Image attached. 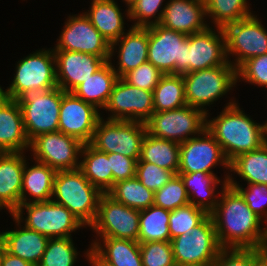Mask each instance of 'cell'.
Instances as JSON below:
<instances>
[{"label":"cell","mask_w":267,"mask_h":266,"mask_svg":"<svg viewBox=\"0 0 267 266\" xmlns=\"http://www.w3.org/2000/svg\"><path fill=\"white\" fill-rule=\"evenodd\" d=\"M102 194L78 168L56 172L51 200L65 206L89 228L96 218Z\"/></svg>","instance_id":"277c9868"},{"label":"cell","mask_w":267,"mask_h":266,"mask_svg":"<svg viewBox=\"0 0 267 266\" xmlns=\"http://www.w3.org/2000/svg\"><path fill=\"white\" fill-rule=\"evenodd\" d=\"M159 24L186 35L205 30L209 25L204 0H168Z\"/></svg>","instance_id":"7402d4cb"},{"label":"cell","mask_w":267,"mask_h":266,"mask_svg":"<svg viewBox=\"0 0 267 266\" xmlns=\"http://www.w3.org/2000/svg\"><path fill=\"white\" fill-rule=\"evenodd\" d=\"M108 194L116 201L137 210L154 205V192L146 188L136 176L116 182Z\"/></svg>","instance_id":"8d00e7d4"},{"label":"cell","mask_w":267,"mask_h":266,"mask_svg":"<svg viewBox=\"0 0 267 266\" xmlns=\"http://www.w3.org/2000/svg\"><path fill=\"white\" fill-rule=\"evenodd\" d=\"M140 210L130 208L103 193L98 211L89 229L94 238H116L138 241ZM95 235V236H94Z\"/></svg>","instance_id":"8fae6325"},{"label":"cell","mask_w":267,"mask_h":266,"mask_svg":"<svg viewBox=\"0 0 267 266\" xmlns=\"http://www.w3.org/2000/svg\"><path fill=\"white\" fill-rule=\"evenodd\" d=\"M190 204L181 177L174 175L161 189L154 192V205L173 211Z\"/></svg>","instance_id":"ab89813d"},{"label":"cell","mask_w":267,"mask_h":266,"mask_svg":"<svg viewBox=\"0 0 267 266\" xmlns=\"http://www.w3.org/2000/svg\"><path fill=\"white\" fill-rule=\"evenodd\" d=\"M30 149L21 107L17 100L0 94V153L27 152Z\"/></svg>","instance_id":"d4e9b609"},{"label":"cell","mask_w":267,"mask_h":266,"mask_svg":"<svg viewBox=\"0 0 267 266\" xmlns=\"http://www.w3.org/2000/svg\"><path fill=\"white\" fill-rule=\"evenodd\" d=\"M154 112L168 111L187 105L181 74H164L153 91Z\"/></svg>","instance_id":"d590c367"},{"label":"cell","mask_w":267,"mask_h":266,"mask_svg":"<svg viewBox=\"0 0 267 266\" xmlns=\"http://www.w3.org/2000/svg\"><path fill=\"white\" fill-rule=\"evenodd\" d=\"M262 256L261 249L223 248L214 266H253Z\"/></svg>","instance_id":"7dc6e473"},{"label":"cell","mask_w":267,"mask_h":266,"mask_svg":"<svg viewBox=\"0 0 267 266\" xmlns=\"http://www.w3.org/2000/svg\"><path fill=\"white\" fill-rule=\"evenodd\" d=\"M26 152L0 153V207L12 214L21 204Z\"/></svg>","instance_id":"603a6c76"},{"label":"cell","mask_w":267,"mask_h":266,"mask_svg":"<svg viewBox=\"0 0 267 266\" xmlns=\"http://www.w3.org/2000/svg\"><path fill=\"white\" fill-rule=\"evenodd\" d=\"M175 174L149 162H137L136 178L149 190L161 189Z\"/></svg>","instance_id":"f6af8a7d"},{"label":"cell","mask_w":267,"mask_h":266,"mask_svg":"<svg viewBox=\"0 0 267 266\" xmlns=\"http://www.w3.org/2000/svg\"><path fill=\"white\" fill-rule=\"evenodd\" d=\"M222 107L224 108L217 112L216 117L210 116V112L206 114V129L220 144L229 162L240 154L259 149L266 143V121L253 120L252 116L240 107L235 96Z\"/></svg>","instance_id":"7a4b0ae2"},{"label":"cell","mask_w":267,"mask_h":266,"mask_svg":"<svg viewBox=\"0 0 267 266\" xmlns=\"http://www.w3.org/2000/svg\"><path fill=\"white\" fill-rule=\"evenodd\" d=\"M217 166L223 168L225 176H229L230 162L206 128L199 135L180 144L178 173H215L213 169Z\"/></svg>","instance_id":"9a60e30c"},{"label":"cell","mask_w":267,"mask_h":266,"mask_svg":"<svg viewBox=\"0 0 267 266\" xmlns=\"http://www.w3.org/2000/svg\"><path fill=\"white\" fill-rule=\"evenodd\" d=\"M257 16L254 13L223 28L226 57L236 69L249 58L267 53V27Z\"/></svg>","instance_id":"9c48e42d"},{"label":"cell","mask_w":267,"mask_h":266,"mask_svg":"<svg viewBox=\"0 0 267 266\" xmlns=\"http://www.w3.org/2000/svg\"><path fill=\"white\" fill-rule=\"evenodd\" d=\"M176 266L214 263L223 249L209 214L190 232L170 240Z\"/></svg>","instance_id":"30bf717a"},{"label":"cell","mask_w":267,"mask_h":266,"mask_svg":"<svg viewBox=\"0 0 267 266\" xmlns=\"http://www.w3.org/2000/svg\"><path fill=\"white\" fill-rule=\"evenodd\" d=\"M143 266H176L170 241L139 243Z\"/></svg>","instance_id":"7bdbcfd3"},{"label":"cell","mask_w":267,"mask_h":266,"mask_svg":"<svg viewBox=\"0 0 267 266\" xmlns=\"http://www.w3.org/2000/svg\"><path fill=\"white\" fill-rule=\"evenodd\" d=\"M89 10H82L92 25L111 44L126 31L129 21V8L122 12L117 0H90ZM126 17V18H125Z\"/></svg>","instance_id":"484cf974"},{"label":"cell","mask_w":267,"mask_h":266,"mask_svg":"<svg viewBox=\"0 0 267 266\" xmlns=\"http://www.w3.org/2000/svg\"><path fill=\"white\" fill-rule=\"evenodd\" d=\"M189 197L190 204L210 213L218 203L221 191L228 184V177L216 173H178Z\"/></svg>","instance_id":"4316f807"},{"label":"cell","mask_w":267,"mask_h":266,"mask_svg":"<svg viewBox=\"0 0 267 266\" xmlns=\"http://www.w3.org/2000/svg\"><path fill=\"white\" fill-rule=\"evenodd\" d=\"M83 145L78 139L55 131L34 138L30 142L29 153L31 159L48 165L56 172L74 170L80 166Z\"/></svg>","instance_id":"5bb4252c"},{"label":"cell","mask_w":267,"mask_h":266,"mask_svg":"<svg viewBox=\"0 0 267 266\" xmlns=\"http://www.w3.org/2000/svg\"><path fill=\"white\" fill-rule=\"evenodd\" d=\"M57 37L53 50L89 53L110 58V43L92 25L84 12L70 13Z\"/></svg>","instance_id":"2e32d148"},{"label":"cell","mask_w":267,"mask_h":266,"mask_svg":"<svg viewBox=\"0 0 267 266\" xmlns=\"http://www.w3.org/2000/svg\"><path fill=\"white\" fill-rule=\"evenodd\" d=\"M187 105L211 111V105L224 98L238 86L236 68L227 61L224 65L182 74ZM229 92V93H228ZM210 109H209V108Z\"/></svg>","instance_id":"5b68a950"},{"label":"cell","mask_w":267,"mask_h":266,"mask_svg":"<svg viewBox=\"0 0 267 266\" xmlns=\"http://www.w3.org/2000/svg\"><path fill=\"white\" fill-rule=\"evenodd\" d=\"M188 266H214V263H205L200 265H188Z\"/></svg>","instance_id":"9f6ffc18"},{"label":"cell","mask_w":267,"mask_h":266,"mask_svg":"<svg viewBox=\"0 0 267 266\" xmlns=\"http://www.w3.org/2000/svg\"><path fill=\"white\" fill-rule=\"evenodd\" d=\"M62 89L55 87L48 91L29 93L20 99L26 136L31 142L37 136L58 131Z\"/></svg>","instance_id":"4fadbf2b"},{"label":"cell","mask_w":267,"mask_h":266,"mask_svg":"<svg viewBox=\"0 0 267 266\" xmlns=\"http://www.w3.org/2000/svg\"><path fill=\"white\" fill-rule=\"evenodd\" d=\"M14 77L5 89L0 85V94L18 100L29 93L44 92L58 87L56 81L53 48H41L15 63Z\"/></svg>","instance_id":"3957f363"},{"label":"cell","mask_w":267,"mask_h":266,"mask_svg":"<svg viewBox=\"0 0 267 266\" xmlns=\"http://www.w3.org/2000/svg\"><path fill=\"white\" fill-rule=\"evenodd\" d=\"M261 251H262L263 257L267 260V243L262 244Z\"/></svg>","instance_id":"db71d44e"},{"label":"cell","mask_w":267,"mask_h":266,"mask_svg":"<svg viewBox=\"0 0 267 266\" xmlns=\"http://www.w3.org/2000/svg\"><path fill=\"white\" fill-rule=\"evenodd\" d=\"M237 177L241 180L237 181ZM243 181L246 184H267V142L230 162L228 185H240Z\"/></svg>","instance_id":"f1b7e54d"},{"label":"cell","mask_w":267,"mask_h":266,"mask_svg":"<svg viewBox=\"0 0 267 266\" xmlns=\"http://www.w3.org/2000/svg\"><path fill=\"white\" fill-rule=\"evenodd\" d=\"M12 215L28 229L48 238L72 237L83 228L88 229L65 206L52 200L20 204Z\"/></svg>","instance_id":"8992f818"},{"label":"cell","mask_w":267,"mask_h":266,"mask_svg":"<svg viewBox=\"0 0 267 266\" xmlns=\"http://www.w3.org/2000/svg\"><path fill=\"white\" fill-rule=\"evenodd\" d=\"M110 158V169L113 174V186L116 182L136 176V165L139 159H133L119 153H107Z\"/></svg>","instance_id":"c3c4849f"},{"label":"cell","mask_w":267,"mask_h":266,"mask_svg":"<svg viewBox=\"0 0 267 266\" xmlns=\"http://www.w3.org/2000/svg\"><path fill=\"white\" fill-rule=\"evenodd\" d=\"M253 266H267V260L262 256Z\"/></svg>","instance_id":"816d5d0a"},{"label":"cell","mask_w":267,"mask_h":266,"mask_svg":"<svg viewBox=\"0 0 267 266\" xmlns=\"http://www.w3.org/2000/svg\"><path fill=\"white\" fill-rule=\"evenodd\" d=\"M74 242L73 237L49 238L38 266H75L81 251Z\"/></svg>","instance_id":"74e56055"},{"label":"cell","mask_w":267,"mask_h":266,"mask_svg":"<svg viewBox=\"0 0 267 266\" xmlns=\"http://www.w3.org/2000/svg\"><path fill=\"white\" fill-rule=\"evenodd\" d=\"M54 56L57 85L64 92H72L109 61V58L67 50H54Z\"/></svg>","instance_id":"ffe728a7"},{"label":"cell","mask_w":267,"mask_h":266,"mask_svg":"<svg viewBox=\"0 0 267 266\" xmlns=\"http://www.w3.org/2000/svg\"><path fill=\"white\" fill-rule=\"evenodd\" d=\"M266 142H267V118H266Z\"/></svg>","instance_id":"6f0895ef"},{"label":"cell","mask_w":267,"mask_h":266,"mask_svg":"<svg viewBox=\"0 0 267 266\" xmlns=\"http://www.w3.org/2000/svg\"><path fill=\"white\" fill-rule=\"evenodd\" d=\"M187 73L224 65L225 34L222 28L208 26L201 32L188 35Z\"/></svg>","instance_id":"d6986e66"},{"label":"cell","mask_w":267,"mask_h":266,"mask_svg":"<svg viewBox=\"0 0 267 266\" xmlns=\"http://www.w3.org/2000/svg\"><path fill=\"white\" fill-rule=\"evenodd\" d=\"M119 77L107 61L99 70L79 84L72 93L87 103L103 110Z\"/></svg>","instance_id":"4dcf8cb0"},{"label":"cell","mask_w":267,"mask_h":266,"mask_svg":"<svg viewBox=\"0 0 267 266\" xmlns=\"http://www.w3.org/2000/svg\"><path fill=\"white\" fill-rule=\"evenodd\" d=\"M164 74L149 61L132 69L122 78L132 86L153 92Z\"/></svg>","instance_id":"bcb514c9"},{"label":"cell","mask_w":267,"mask_h":266,"mask_svg":"<svg viewBox=\"0 0 267 266\" xmlns=\"http://www.w3.org/2000/svg\"><path fill=\"white\" fill-rule=\"evenodd\" d=\"M188 35L163 27H148V61L163 74L187 73Z\"/></svg>","instance_id":"ba28073f"},{"label":"cell","mask_w":267,"mask_h":266,"mask_svg":"<svg viewBox=\"0 0 267 266\" xmlns=\"http://www.w3.org/2000/svg\"><path fill=\"white\" fill-rule=\"evenodd\" d=\"M82 257L84 256L85 260L90 266H111L110 264L103 261L92 249L89 244L88 248L84 251ZM85 254V255H84Z\"/></svg>","instance_id":"f907efd6"},{"label":"cell","mask_w":267,"mask_h":266,"mask_svg":"<svg viewBox=\"0 0 267 266\" xmlns=\"http://www.w3.org/2000/svg\"><path fill=\"white\" fill-rule=\"evenodd\" d=\"M237 83L267 87V53L249 58L236 69Z\"/></svg>","instance_id":"b9f144b4"},{"label":"cell","mask_w":267,"mask_h":266,"mask_svg":"<svg viewBox=\"0 0 267 266\" xmlns=\"http://www.w3.org/2000/svg\"><path fill=\"white\" fill-rule=\"evenodd\" d=\"M180 144L174 141L158 139L146 133L142 142L140 159L137 162H149L175 175L179 170Z\"/></svg>","instance_id":"d6a6232c"},{"label":"cell","mask_w":267,"mask_h":266,"mask_svg":"<svg viewBox=\"0 0 267 266\" xmlns=\"http://www.w3.org/2000/svg\"><path fill=\"white\" fill-rule=\"evenodd\" d=\"M1 266H34L33 264L26 262L18 256L8 253L6 250L2 257Z\"/></svg>","instance_id":"681fc988"},{"label":"cell","mask_w":267,"mask_h":266,"mask_svg":"<svg viewBox=\"0 0 267 266\" xmlns=\"http://www.w3.org/2000/svg\"><path fill=\"white\" fill-rule=\"evenodd\" d=\"M103 112L76 97L72 92L62 90L58 131L88 144Z\"/></svg>","instance_id":"ac0fdd59"},{"label":"cell","mask_w":267,"mask_h":266,"mask_svg":"<svg viewBox=\"0 0 267 266\" xmlns=\"http://www.w3.org/2000/svg\"><path fill=\"white\" fill-rule=\"evenodd\" d=\"M113 58L118 60L116 64ZM147 61L148 27L130 26L118 40L110 44L109 62L119 78Z\"/></svg>","instance_id":"44dd1931"},{"label":"cell","mask_w":267,"mask_h":266,"mask_svg":"<svg viewBox=\"0 0 267 266\" xmlns=\"http://www.w3.org/2000/svg\"><path fill=\"white\" fill-rule=\"evenodd\" d=\"M146 133L145 123L110 120L101 115L90 144L105 153H119L133 159H140Z\"/></svg>","instance_id":"52a82bcc"},{"label":"cell","mask_w":267,"mask_h":266,"mask_svg":"<svg viewBox=\"0 0 267 266\" xmlns=\"http://www.w3.org/2000/svg\"><path fill=\"white\" fill-rule=\"evenodd\" d=\"M11 220L15 223L14 230L8 228L0 231V239L3 241L8 253L22 258L26 262L38 266L42 255L46 250L49 238L22 225L12 214Z\"/></svg>","instance_id":"cb8c5ba5"},{"label":"cell","mask_w":267,"mask_h":266,"mask_svg":"<svg viewBox=\"0 0 267 266\" xmlns=\"http://www.w3.org/2000/svg\"><path fill=\"white\" fill-rule=\"evenodd\" d=\"M55 174L56 171L48 165L31 160V157L27 159L23 170L21 204L50 201Z\"/></svg>","instance_id":"83f0119b"},{"label":"cell","mask_w":267,"mask_h":266,"mask_svg":"<svg viewBox=\"0 0 267 266\" xmlns=\"http://www.w3.org/2000/svg\"><path fill=\"white\" fill-rule=\"evenodd\" d=\"M5 246H4V243L3 241L0 239V266H1V261H2V257L4 255V252H5Z\"/></svg>","instance_id":"f5cc1de1"},{"label":"cell","mask_w":267,"mask_h":266,"mask_svg":"<svg viewBox=\"0 0 267 266\" xmlns=\"http://www.w3.org/2000/svg\"><path fill=\"white\" fill-rule=\"evenodd\" d=\"M165 0H137L129 7V22L131 27H150L159 24Z\"/></svg>","instance_id":"60d3db41"},{"label":"cell","mask_w":267,"mask_h":266,"mask_svg":"<svg viewBox=\"0 0 267 266\" xmlns=\"http://www.w3.org/2000/svg\"><path fill=\"white\" fill-rule=\"evenodd\" d=\"M145 124L151 136L181 144L206 128V114L198 108L185 105L178 109L153 112Z\"/></svg>","instance_id":"7c38bea8"},{"label":"cell","mask_w":267,"mask_h":266,"mask_svg":"<svg viewBox=\"0 0 267 266\" xmlns=\"http://www.w3.org/2000/svg\"><path fill=\"white\" fill-rule=\"evenodd\" d=\"M79 169L102 193H108L113 188L110 158L107 153L97 150L90 143L84 144L81 149Z\"/></svg>","instance_id":"1f68e13d"},{"label":"cell","mask_w":267,"mask_h":266,"mask_svg":"<svg viewBox=\"0 0 267 266\" xmlns=\"http://www.w3.org/2000/svg\"><path fill=\"white\" fill-rule=\"evenodd\" d=\"M209 213L204 209L188 204L170 212L169 232L170 240L190 232L195 226L199 225Z\"/></svg>","instance_id":"f35d334b"},{"label":"cell","mask_w":267,"mask_h":266,"mask_svg":"<svg viewBox=\"0 0 267 266\" xmlns=\"http://www.w3.org/2000/svg\"><path fill=\"white\" fill-rule=\"evenodd\" d=\"M90 240L91 249L111 266H143L138 241L116 238Z\"/></svg>","instance_id":"f546056e"},{"label":"cell","mask_w":267,"mask_h":266,"mask_svg":"<svg viewBox=\"0 0 267 266\" xmlns=\"http://www.w3.org/2000/svg\"><path fill=\"white\" fill-rule=\"evenodd\" d=\"M137 0H121V2L124 3L125 7H130L133 3H135Z\"/></svg>","instance_id":"11a10c76"},{"label":"cell","mask_w":267,"mask_h":266,"mask_svg":"<svg viewBox=\"0 0 267 266\" xmlns=\"http://www.w3.org/2000/svg\"><path fill=\"white\" fill-rule=\"evenodd\" d=\"M248 1L249 0H204L208 25L223 29L226 25L253 15L255 11L252 10L250 6L251 3Z\"/></svg>","instance_id":"836d02e7"},{"label":"cell","mask_w":267,"mask_h":266,"mask_svg":"<svg viewBox=\"0 0 267 266\" xmlns=\"http://www.w3.org/2000/svg\"><path fill=\"white\" fill-rule=\"evenodd\" d=\"M170 212L155 205L140 210L138 242L170 241Z\"/></svg>","instance_id":"e575fe53"},{"label":"cell","mask_w":267,"mask_h":266,"mask_svg":"<svg viewBox=\"0 0 267 266\" xmlns=\"http://www.w3.org/2000/svg\"><path fill=\"white\" fill-rule=\"evenodd\" d=\"M110 120H130L146 123L154 112L153 92L127 83L119 78L103 109Z\"/></svg>","instance_id":"e0dca14e"},{"label":"cell","mask_w":267,"mask_h":266,"mask_svg":"<svg viewBox=\"0 0 267 266\" xmlns=\"http://www.w3.org/2000/svg\"><path fill=\"white\" fill-rule=\"evenodd\" d=\"M209 214L222 248L261 249L267 237V224L251 211L234 187L226 185Z\"/></svg>","instance_id":"6da1fadb"},{"label":"cell","mask_w":267,"mask_h":266,"mask_svg":"<svg viewBox=\"0 0 267 266\" xmlns=\"http://www.w3.org/2000/svg\"><path fill=\"white\" fill-rule=\"evenodd\" d=\"M229 185L244 198L248 207L267 224V184Z\"/></svg>","instance_id":"ee69618b"}]
</instances>
